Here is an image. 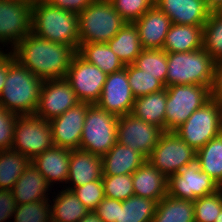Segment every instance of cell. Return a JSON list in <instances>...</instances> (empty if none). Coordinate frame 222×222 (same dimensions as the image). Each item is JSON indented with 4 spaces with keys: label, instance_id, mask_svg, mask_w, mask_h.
<instances>
[{
    "label": "cell",
    "instance_id": "1",
    "mask_svg": "<svg viewBox=\"0 0 222 222\" xmlns=\"http://www.w3.org/2000/svg\"><path fill=\"white\" fill-rule=\"evenodd\" d=\"M15 59L43 81L66 77L72 57L71 46L45 40L30 32L15 47Z\"/></svg>",
    "mask_w": 222,
    "mask_h": 222
},
{
    "label": "cell",
    "instance_id": "2",
    "mask_svg": "<svg viewBox=\"0 0 222 222\" xmlns=\"http://www.w3.org/2000/svg\"><path fill=\"white\" fill-rule=\"evenodd\" d=\"M43 80L22 66L9 52V70L0 94V104L17 115H34Z\"/></svg>",
    "mask_w": 222,
    "mask_h": 222
},
{
    "label": "cell",
    "instance_id": "3",
    "mask_svg": "<svg viewBox=\"0 0 222 222\" xmlns=\"http://www.w3.org/2000/svg\"><path fill=\"white\" fill-rule=\"evenodd\" d=\"M32 33L45 40L79 48L78 14L60 9L46 0L32 6Z\"/></svg>",
    "mask_w": 222,
    "mask_h": 222
},
{
    "label": "cell",
    "instance_id": "4",
    "mask_svg": "<svg viewBox=\"0 0 222 222\" xmlns=\"http://www.w3.org/2000/svg\"><path fill=\"white\" fill-rule=\"evenodd\" d=\"M125 24L110 0H94L78 14L79 45L107 43Z\"/></svg>",
    "mask_w": 222,
    "mask_h": 222
},
{
    "label": "cell",
    "instance_id": "5",
    "mask_svg": "<svg viewBox=\"0 0 222 222\" xmlns=\"http://www.w3.org/2000/svg\"><path fill=\"white\" fill-rule=\"evenodd\" d=\"M167 65L166 87L190 84L212 86L215 61L203 48L167 53Z\"/></svg>",
    "mask_w": 222,
    "mask_h": 222
},
{
    "label": "cell",
    "instance_id": "6",
    "mask_svg": "<svg viewBox=\"0 0 222 222\" xmlns=\"http://www.w3.org/2000/svg\"><path fill=\"white\" fill-rule=\"evenodd\" d=\"M195 151L222 133V104L210 99L174 130Z\"/></svg>",
    "mask_w": 222,
    "mask_h": 222
},
{
    "label": "cell",
    "instance_id": "7",
    "mask_svg": "<svg viewBox=\"0 0 222 222\" xmlns=\"http://www.w3.org/2000/svg\"><path fill=\"white\" fill-rule=\"evenodd\" d=\"M118 118L92 104L85 116L79 149L104 156L117 142Z\"/></svg>",
    "mask_w": 222,
    "mask_h": 222
},
{
    "label": "cell",
    "instance_id": "8",
    "mask_svg": "<svg viewBox=\"0 0 222 222\" xmlns=\"http://www.w3.org/2000/svg\"><path fill=\"white\" fill-rule=\"evenodd\" d=\"M165 88L167 91L165 131L177 129L195 110L211 99V87L207 86L190 84Z\"/></svg>",
    "mask_w": 222,
    "mask_h": 222
},
{
    "label": "cell",
    "instance_id": "9",
    "mask_svg": "<svg viewBox=\"0 0 222 222\" xmlns=\"http://www.w3.org/2000/svg\"><path fill=\"white\" fill-rule=\"evenodd\" d=\"M54 146L50 122L35 115H18L12 150L32 160Z\"/></svg>",
    "mask_w": 222,
    "mask_h": 222
},
{
    "label": "cell",
    "instance_id": "10",
    "mask_svg": "<svg viewBox=\"0 0 222 222\" xmlns=\"http://www.w3.org/2000/svg\"><path fill=\"white\" fill-rule=\"evenodd\" d=\"M147 160L168 179L196 160V151L174 131H164Z\"/></svg>",
    "mask_w": 222,
    "mask_h": 222
},
{
    "label": "cell",
    "instance_id": "11",
    "mask_svg": "<svg viewBox=\"0 0 222 222\" xmlns=\"http://www.w3.org/2000/svg\"><path fill=\"white\" fill-rule=\"evenodd\" d=\"M217 191L218 183L200 169L197 160L186 164L178 173L168 178L167 195L171 197L195 201Z\"/></svg>",
    "mask_w": 222,
    "mask_h": 222
},
{
    "label": "cell",
    "instance_id": "12",
    "mask_svg": "<svg viewBox=\"0 0 222 222\" xmlns=\"http://www.w3.org/2000/svg\"><path fill=\"white\" fill-rule=\"evenodd\" d=\"M107 75L88 63L77 53L72 57L65 79L71 85L79 102L96 104L101 96Z\"/></svg>",
    "mask_w": 222,
    "mask_h": 222
},
{
    "label": "cell",
    "instance_id": "13",
    "mask_svg": "<svg viewBox=\"0 0 222 222\" xmlns=\"http://www.w3.org/2000/svg\"><path fill=\"white\" fill-rule=\"evenodd\" d=\"M164 131L133 114L119 116L117 142L138 151L148 158Z\"/></svg>",
    "mask_w": 222,
    "mask_h": 222
},
{
    "label": "cell",
    "instance_id": "14",
    "mask_svg": "<svg viewBox=\"0 0 222 222\" xmlns=\"http://www.w3.org/2000/svg\"><path fill=\"white\" fill-rule=\"evenodd\" d=\"M77 103L79 100L65 78L46 80L43 82L34 115L49 122Z\"/></svg>",
    "mask_w": 222,
    "mask_h": 222
},
{
    "label": "cell",
    "instance_id": "15",
    "mask_svg": "<svg viewBox=\"0 0 222 222\" xmlns=\"http://www.w3.org/2000/svg\"><path fill=\"white\" fill-rule=\"evenodd\" d=\"M32 32V6L23 2L0 0V42L16 46Z\"/></svg>",
    "mask_w": 222,
    "mask_h": 222
},
{
    "label": "cell",
    "instance_id": "16",
    "mask_svg": "<svg viewBox=\"0 0 222 222\" xmlns=\"http://www.w3.org/2000/svg\"><path fill=\"white\" fill-rule=\"evenodd\" d=\"M135 97L129 85L125 67L106 77L102 93L96 105L116 116L130 114L133 110Z\"/></svg>",
    "mask_w": 222,
    "mask_h": 222
},
{
    "label": "cell",
    "instance_id": "17",
    "mask_svg": "<svg viewBox=\"0 0 222 222\" xmlns=\"http://www.w3.org/2000/svg\"><path fill=\"white\" fill-rule=\"evenodd\" d=\"M91 105L79 102L59 117L49 121L55 146L71 150L79 149L85 116Z\"/></svg>",
    "mask_w": 222,
    "mask_h": 222
},
{
    "label": "cell",
    "instance_id": "18",
    "mask_svg": "<svg viewBox=\"0 0 222 222\" xmlns=\"http://www.w3.org/2000/svg\"><path fill=\"white\" fill-rule=\"evenodd\" d=\"M172 24L204 26L211 11L204 0H155Z\"/></svg>",
    "mask_w": 222,
    "mask_h": 222
},
{
    "label": "cell",
    "instance_id": "19",
    "mask_svg": "<svg viewBox=\"0 0 222 222\" xmlns=\"http://www.w3.org/2000/svg\"><path fill=\"white\" fill-rule=\"evenodd\" d=\"M143 49H163L171 26L170 18L156 5L134 22Z\"/></svg>",
    "mask_w": 222,
    "mask_h": 222
},
{
    "label": "cell",
    "instance_id": "20",
    "mask_svg": "<svg viewBox=\"0 0 222 222\" xmlns=\"http://www.w3.org/2000/svg\"><path fill=\"white\" fill-rule=\"evenodd\" d=\"M102 176L101 156L82 149L71 150L67 182H73L74 187L67 188V190L72 191L75 187L102 179Z\"/></svg>",
    "mask_w": 222,
    "mask_h": 222
},
{
    "label": "cell",
    "instance_id": "21",
    "mask_svg": "<svg viewBox=\"0 0 222 222\" xmlns=\"http://www.w3.org/2000/svg\"><path fill=\"white\" fill-rule=\"evenodd\" d=\"M71 149L54 146L35 156L31 163L51 184L67 182Z\"/></svg>",
    "mask_w": 222,
    "mask_h": 222
},
{
    "label": "cell",
    "instance_id": "22",
    "mask_svg": "<svg viewBox=\"0 0 222 222\" xmlns=\"http://www.w3.org/2000/svg\"><path fill=\"white\" fill-rule=\"evenodd\" d=\"M134 194L155 200L157 203L167 195L168 179L146 160L133 174Z\"/></svg>",
    "mask_w": 222,
    "mask_h": 222
},
{
    "label": "cell",
    "instance_id": "23",
    "mask_svg": "<svg viewBox=\"0 0 222 222\" xmlns=\"http://www.w3.org/2000/svg\"><path fill=\"white\" fill-rule=\"evenodd\" d=\"M103 176L133 174L147 158L118 142L101 157Z\"/></svg>",
    "mask_w": 222,
    "mask_h": 222
},
{
    "label": "cell",
    "instance_id": "24",
    "mask_svg": "<svg viewBox=\"0 0 222 222\" xmlns=\"http://www.w3.org/2000/svg\"><path fill=\"white\" fill-rule=\"evenodd\" d=\"M49 186L50 184L46 178L30 163L18 178L12 192L17 205L28 204L48 200V197H45V193Z\"/></svg>",
    "mask_w": 222,
    "mask_h": 222
},
{
    "label": "cell",
    "instance_id": "25",
    "mask_svg": "<svg viewBox=\"0 0 222 222\" xmlns=\"http://www.w3.org/2000/svg\"><path fill=\"white\" fill-rule=\"evenodd\" d=\"M203 26L171 24L163 50L167 53L202 49Z\"/></svg>",
    "mask_w": 222,
    "mask_h": 222
},
{
    "label": "cell",
    "instance_id": "26",
    "mask_svg": "<svg viewBox=\"0 0 222 222\" xmlns=\"http://www.w3.org/2000/svg\"><path fill=\"white\" fill-rule=\"evenodd\" d=\"M166 102L167 91L165 88L159 92L135 98L131 114L165 131Z\"/></svg>",
    "mask_w": 222,
    "mask_h": 222
},
{
    "label": "cell",
    "instance_id": "27",
    "mask_svg": "<svg viewBox=\"0 0 222 222\" xmlns=\"http://www.w3.org/2000/svg\"><path fill=\"white\" fill-rule=\"evenodd\" d=\"M107 44L124 65L133 64L143 50L138 29L134 23L126 22Z\"/></svg>",
    "mask_w": 222,
    "mask_h": 222
},
{
    "label": "cell",
    "instance_id": "28",
    "mask_svg": "<svg viewBox=\"0 0 222 222\" xmlns=\"http://www.w3.org/2000/svg\"><path fill=\"white\" fill-rule=\"evenodd\" d=\"M77 54L88 63L100 68L106 75L125 67L107 43H82Z\"/></svg>",
    "mask_w": 222,
    "mask_h": 222
},
{
    "label": "cell",
    "instance_id": "29",
    "mask_svg": "<svg viewBox=\"0 0 222 222\" xmlns=\"http://www.w3.org/2000/svg\"><path fill=\"white\" fill-rule=\"evenodd\" d=\"M152 222H195L194 203L166 195L157 203Z\"/></svg>",
    "mask_w": 222,
    "mask_h": 222
},
{
    "label": "cell",
    "instance_id": "30",
    "mask_svg": "<svg viewBox=\"0 0 222 222\" xmlns=\"http://www.w3.org/2000/svg\"><path fill=\"white\" fill-rule=\"evenodd\" d=\"M31 160L9 149L0 151V189L12 190Z\"/></svg>",
    "mask_w": 222,
    "mask_h": 222
},
{
    "label": "cell",
    "instance_id": "31",
    "mask_svg": "<svg viewBox=\"0 0 222 222\" xmlns=\"http://www.w3.org/2000/svg\"><path fill=\"white\" fill-rule=\"evenodd\" d=\"M51 209L52 222H79L89 212L74 192L67 189L57 195Z\"/></svg>",
    "mask_w": 222,
    "mask_h": 222
},
{
    "label": "cell",
    "instance_id": "32",
    "mask_svg": "<svg viewBox=\"0 0 222 222\" xmlns=\"http://www.w3.org/2000/svg\"><path fill=\"white\" fill-rule=\"evenodd\" d=\"M157 202L133 195L122 201L116 222H152Z\"/></svg>",
    "mask_w": 222,
    "mask_h": 222
},
{
    "label": "cell",
    "instance_id": "33",
    "mask_svg": "<svg viewBox=\"0 0 222 222\" xmlns=\"http://www.w3.org/2000/svg\"><path fill=\"white\" fill-rule=\"evenodd\" d=\"M200 169L210 175L215 182L222 179V133L211 139L196 151Z\"/></svg>",
    "mask_w": 222,
    "mask_h": 222
},
{
    "label": "cell",
    "instance_id": "34",
    "mask_svg": "<svg viewBox=\"0 0 222 222\" xmlns=\"http://www.w3.org/2000/svg\"><path fill=\"white\" fill-rule=\"evenodd\" d=\"M202 48L215 62L222 60V13L212 11L203 26Z\"/></svg>",
    "mask_w": 222,
    "mask_h": 222
},
{
    "label": "cell",
    "instance_id": "35",
    "mask_svg": "<svg viewBox=\"0 0 222 222\" xmlns=\"http://www.w3.org/2000/svg\"><path fill=\"white\" fill-rule=\"evenodd\" d=\"M133 65L140 70H144L146 74L156 76L166 87L167 52L163 49H143Z\"/></svg>",
    "mask_w": 222,
    "mask_h": 222
},
{
    "label": "cell",
    "instance_id": "36",
    "mask_svg": "<svg viewBox=\"0 0 222 222\" xmlns=\"http://www.w3.org/2000/svg\"><path fill=\"white\" fill-rule=\"evenodd\" d=\"M131 91L135 98L159 92L165 89V85L156 76L144 73L133 64L125 65Z\"/></svg>",
    "mask_w": 222,
    "mask_h": 222
},
{
    "label": "cell",
    "instance_id": "37",
    "mask_svg": "<svg viewBox=\"0 0 222 222\" xmlns=\"http://www.w3.org/2000/svg\"><path fill=\"white\" fill-rule=\"evenodd\" d=\"M104 196L119 201H125L135 195L132 174L102 176Z\"/></svg>",
    "mask_w": 222,
    "mask_h": 222
},
{
    "label": "cell",
    "instance_id": "38",
    "mask_svg": "<svg viewBox=\"0 0 222 222\" xmlns=\"http://www.w3.org/2000/svg\"><path fill=\"white\" fill-rule=\"evenodd\" d=\"M50 207L48 200L19 204L13 213L14 222H52Z\"/></svg>",
    "mask_w": 222,
    "mask_h": 222
},
{
    "label": "cell",
    "instance_id": "39",
    "mask_svg": "<svg viewBox=\"0 0 222 222\" xmlns=\"http://www.w3.org/2000/svg\"><path fill=\"white\" fill-rule=\"evenodd\" d=\"M193 203L195 222H215L222 210V193L217 191L214 194L197 198Z\"/></svg>",
    "mask_w": 222,
    "mask_h": 222
},
{
    "label": "cell",
    "instance_id": "40",
    "mask_svg": "<svg viewBox=\"0 0 222 222\" xmlns=\"http://www.w3.org/2000/svg\"><path fill=\"white\" fill-rule=\"evenodd\" d=\"M114 9L128 23H134L155 5V0H110Z\"/></svg>",
    "mask_w": 222,
    "mask_h": 222
},
{
    "label": "cell",
    "instance_id": "41",
    "mask_svg": "<svg viewBox=\"0 0 222 222\" xmlns=\"http://www.w3.org/2000/svg\"><path fill=\"white\" fill-rule=\"evenodd\" d=\"M72 191L89 211H94L105 197L102 179L75 187Z\"/></svg>",
    "mask_w": 222,
    "mask_h": 222
},
{
    "label": "cell",
    "instance_id": "42",
    "mask_svg": "<svg viewBox=\"0 0 222 222\" xmlns=\"http://www.w3.org/2000/svg\"><path fill=\"white\" fill-rule=\"evenodd\" d=\"M17 118L16 113L7 111L0 104V151L11 149Z\"/></svg>",
    "mask_w": 222,
    "mask_h": 222
},
{
    "label": "cell",
    "instance_id": "43",
    "mask_svg": "<svg viewBox=\"0 0 222 222\" xmlns=\"http://www.w3.org/2000/svg\"><path fill=\"white\" fill-rule=\"evenodd\" d=\"M122 201L104 197L94 212L103 222H116Z\"/></svg>",
    "mask_w": 222,
    "mask_h": 222
},
{
    "label": "cell",
    "instance_id": "44",
    "mask_svg": "<svg viewBox=\"0 0 222 222\" xmlns=\"http://www.w3.org/2000/svg\"><path fill=\"white\" fill-rule=\"evenodd\" d=\"M17 207L12 190L0 189V222L10 218Z\"/></svg>",
    "mask_w": 222,
    "mask_h": 222
},
{
    "label": "cell",
    "instance_id": "45",
    "mask_svg": "<svg viewBox=\"0 0 222 222\" xmlns=\"http://www.w3.org/2000/svg\"><path fill=\"white\" fill-rule=\"evenodd\" d=\"M51 5L79 14L94 0H46Z\"/></svg>",
    "mask_w": 222,
    "mask_h": 222
},
{
    "label": "cell",
    "instance_id": "46",
    "mask_svg": "<svg viewBox=\"0 0 222 222\" xmlns=\"http://www.w3.org/2000/svg\"><path fill=\"white\" fill-rule=\"evenodd\" d=\"M210 92L211 99L222 104V60L215 62L213 82Z\"/></svg>",
    "mask_w": 222,
    "mask_h": 222
},
{
    "label": "cell",
    "instance_id": "47",
    "mask_svg": "<svg viewBox=\"0 0 222 222\" xmlns=\"http://www.w3.org/2000/svg\"><path fill=\"white\" fill-rule=\"evenodd\" d=\"M9 70V54L0 51V94L4 87V83Z\"/></svg>",
    "mask_w": 222,
    "mask_h": 222
},
{
    "label": "cell",
    "instance_id": "48",
    "mask_svg": "<svg viewBox=\"0 0 222 222\" xmlns=\"http://www.w3.org/2000/svg\"><path fill=\"white\" fill-rule=\"evenodd\" d=\"M79 222H103L94 211H89Z\"/></svg>",
    "mask_w": 222,
    "mask_h": 222
},
{
    "label": "cell",
    "instance_id": "49",
    "mask_svg": "<svg viewBox=\"0 0 222 222\" xmlns=\"http://www.w3.org/2000/svg\"><path fill=\"white\" fill-rule=\"evenodd\" d=\"M204 2L211 12L218 10L222 5V0H204Z\"/></svg>",
    "mask_w": 222,
    "mask_h": 222
},
{
    "label": "cell",
    "instance_id": "50",
    "mask_svg": "<svg viewBox=\"0 0 222 222\" xmlns=\"http://www.w3.org/2000/svg\"><path fill=\"white\" fill-rule=\"evenodd\" d=\"M11 1H18V2H23L26 3L28 5H35L37 2H41L42 0H11Z\"/></svg>",
    "mask_w": 222,
    "mask_h": 222
},
{
    "label": "cell",
    "instance_id": "51",
    "mask_svg": "<svg viewBox=\"0 0 222 222\" xmlns=\"http://www.w3.org/2000/svg\"><path fill=\"white\" fill-rule=\"evenodd\" d=\"M215 222H222V210L219 213V215L217 216V218L215 219Z\"/></svg>",
    "mask_w": 222,
    "mask_h": 222
},
{
    "label": "cell",
    "instance_id": "52",
    "mask_svg": "<svg viewBox=\"0 0 222 222\" xmlns=\"http://www.w3.org/2000/svg\"><path fill=\"white\" fill-rule=\"evenodd\" d=\"M218 191L222 193V179L218 183Z\"/></svg>",
    "mask_w": 222,
    "mask_h": 222
},
{
    "label": "cell",
    "instance_id": "53",
    "mask_svg": "<svg viewBox=\"0 0 222 222\" xmlns=\"http://www.w3.org/2000/svg\"><path fill=\"white\" fill-rule=\"evenodd\" d=\"M217 11L222 13V5Z\"/></svg>",
    "mask_w": 222,
    "mask_h": 222
}]
</instances>
